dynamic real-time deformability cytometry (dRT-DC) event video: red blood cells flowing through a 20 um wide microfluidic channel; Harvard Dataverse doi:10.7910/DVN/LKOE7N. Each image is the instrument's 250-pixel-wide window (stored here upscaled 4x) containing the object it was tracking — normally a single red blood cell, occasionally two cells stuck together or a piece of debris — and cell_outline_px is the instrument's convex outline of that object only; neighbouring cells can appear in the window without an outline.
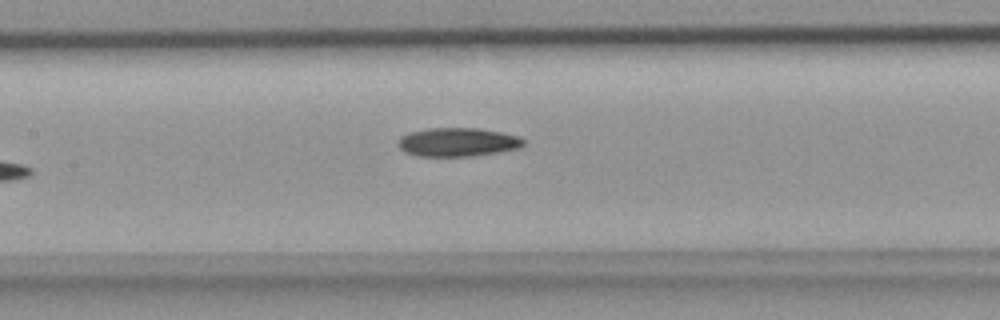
{"species": "common noctule bat (a hibernating species)", "species_latin": "Nyctalus noctula", "temperature_condition": "room temperature", "stored_images_in_passage": 5, "camera_frame_rate_fps": 3000, "um_per_image_px": 0.085, "animal": {"sex": "female", "body_mass_g": 18.4}, "frame": {"image": 1, "passage_image": 5, "time_ms": 1.333, "image_size_px": [1000, 320], "cell_outline_px": [[524, 144], [520, 148], [500, 152], [476, 156], [416, 156], [404, 152], [396, 144], [400, 136], [408, 132], [428, 128], [476, 128], [500, 132], [520, 136], [524, 140]], "centroid_in_image_um": [38.88, 12.08], "position_along_channel_um": 168.5, "area_um2": 21.27}}